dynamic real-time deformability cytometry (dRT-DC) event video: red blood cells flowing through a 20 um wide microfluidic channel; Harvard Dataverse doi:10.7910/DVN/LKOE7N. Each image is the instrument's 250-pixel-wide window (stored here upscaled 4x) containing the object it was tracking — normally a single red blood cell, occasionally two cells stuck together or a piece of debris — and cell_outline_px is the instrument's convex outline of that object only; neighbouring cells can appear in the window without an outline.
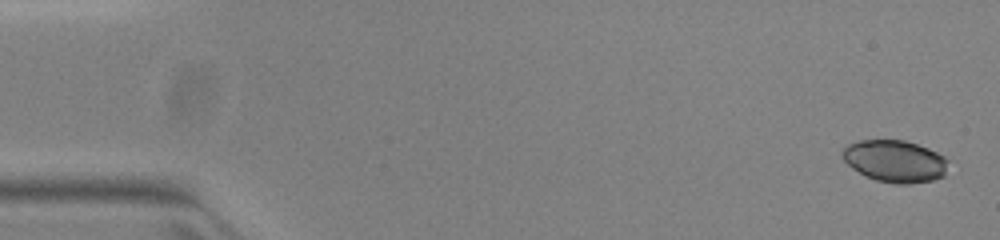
{"species": "common noctule bat (a hibernating species)", "species_latin": "Nyctalus noctula", "temperature_condition": "warm", "stored_images_in_passage": 51, "camera_frame_rate_fps": 3000, "um_per_image_px": 0.085, "animal": {"sex": "female", "body_mass_g": 23.0, "forearm_length_mm": 53.4}, "frame": {"image": 1, "passage_image": 1, "time_ms": 0.0, "image_size_px": [1000, 240], "cell_outline_px": [[948, 160], [944, 176], [932, 180], [908, 184], [896, 184], [876, 180], [852, 168], [840, 156], [840, 152], [848, 144], [860, 140], [904, 140], [928, 148], [944, 156]], "centroid_in_image_um": [76.06, 13.69], "position_along_channel_um": 8.9, "area_um2": 25.84}}
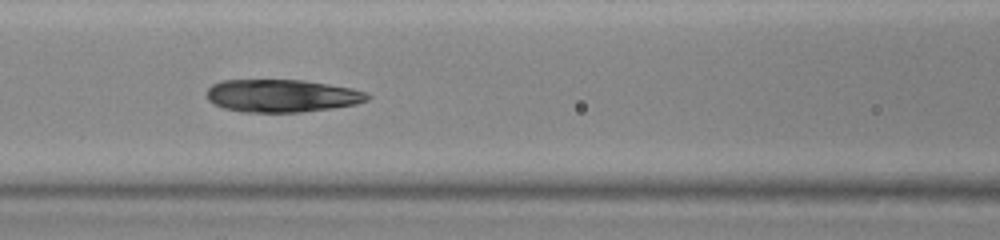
{"frame": {"image": 2, "passage_image": 22, "time_ms": 7.0, "image_size_px": [1000, 240], "cell_outline_px": [[372, 96], [368, 100], [356, 104], [332, 108], [300, 112], [240, 112], [224, 108], [208, 100], [208, 88], [212, 84], [220, 80], [304, 80], [352, 88], [368, 92]], "centroid_in_image_um": [23.99, 8.14], "position_along_channel_um": 142.6, "area_um2": 30.75}}
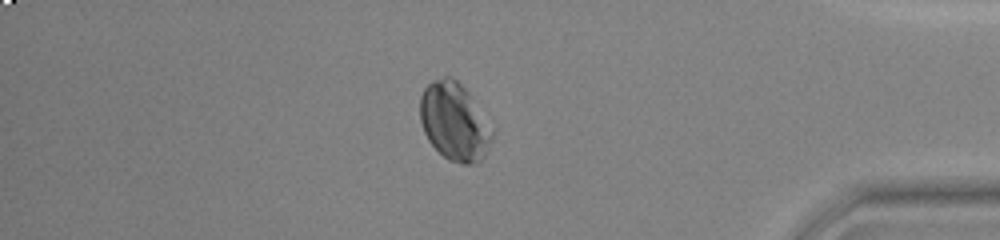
{"frame": {"image": 3, "passage_image": 44, "time_ms": 14.333, "image_size_px": [1000, 240], "cell_outline_px": [[492, 136], [484, 156], [476, 164], [464, 164], [448, 160], [428, 140], [424, 132], [420, 120], [420, 96], [424, 88], [432, 80], [444, 76], [452, 76], [468, 92], [492, 132]], "centroid_in_image_um": [38.56, 10.33], "position_along_channel_um": 396.6, "area_um2": 32.08}}